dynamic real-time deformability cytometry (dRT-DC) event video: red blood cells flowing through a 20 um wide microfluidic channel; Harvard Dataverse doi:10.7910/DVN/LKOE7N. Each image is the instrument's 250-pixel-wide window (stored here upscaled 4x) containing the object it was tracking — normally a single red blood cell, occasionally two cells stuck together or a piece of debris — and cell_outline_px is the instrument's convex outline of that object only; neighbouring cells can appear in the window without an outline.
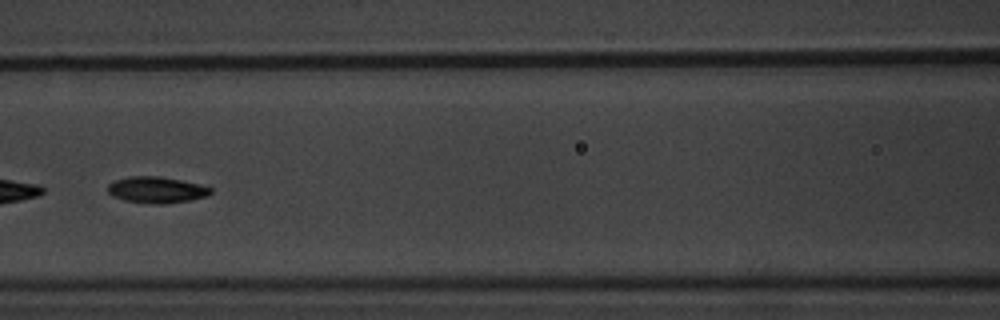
{"species": "common noctule bat (a hibernating species)", "species_latin": "Nyctalus noctula", "temperature_condition": "warm", "stored_images_in_passage": 9, "segment_of_instrument_passage": [2, 2], "camera_frame_rate_fps": 3000, "um_per_image_px": 0.085, "animal": {"sex": "male", "body_mass_g": 20.1, "forearm_length_mm": 53.5}, "frame": {"image": 1, "passage_image": 8, "time_ms": 8.333, "image_size_px": [1000, 320], "cell_outline_px": [[212, 192], [208, 196], [192, 200], [164, 204], [152, 204], [124, 200], [112, 196], [108, 192], [108, 184], [116, 180], [128, 176], [160, 176], [200, 184], [212, 188]], "centroid_in_image_um": [13.32, 16.14], "position_along_channel_um": 153.3, "area_um2": 15.9}}
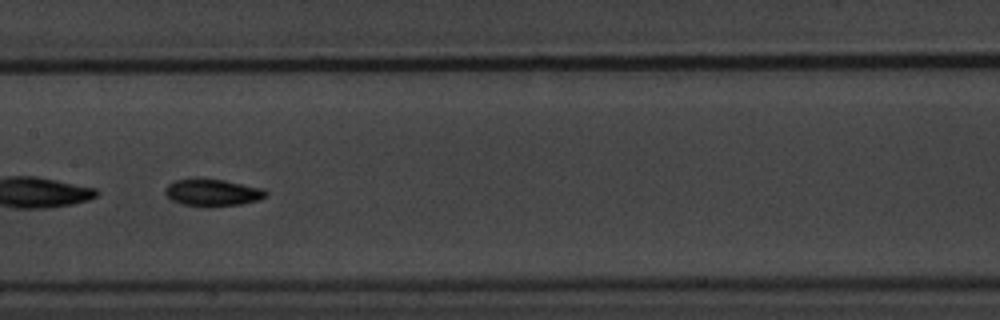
{"frame": {"image": 2, "passage_image": 9, "time_ms": 9.333, "image_size_px": [1000, 320], "cell_outline_px": [[268, 196], [260, 200], [240, 204], [184, 204], [172, 200], [164, 192], [164, 188], [168, 184], [176, 180], [192, 176], [196, 176], [224, 180], [264, 188], [268, 192]], "centroid_in_image_um": [18.08, 16.29], "position_along_channel_um": 189.3, "area_um2": 15.78}}